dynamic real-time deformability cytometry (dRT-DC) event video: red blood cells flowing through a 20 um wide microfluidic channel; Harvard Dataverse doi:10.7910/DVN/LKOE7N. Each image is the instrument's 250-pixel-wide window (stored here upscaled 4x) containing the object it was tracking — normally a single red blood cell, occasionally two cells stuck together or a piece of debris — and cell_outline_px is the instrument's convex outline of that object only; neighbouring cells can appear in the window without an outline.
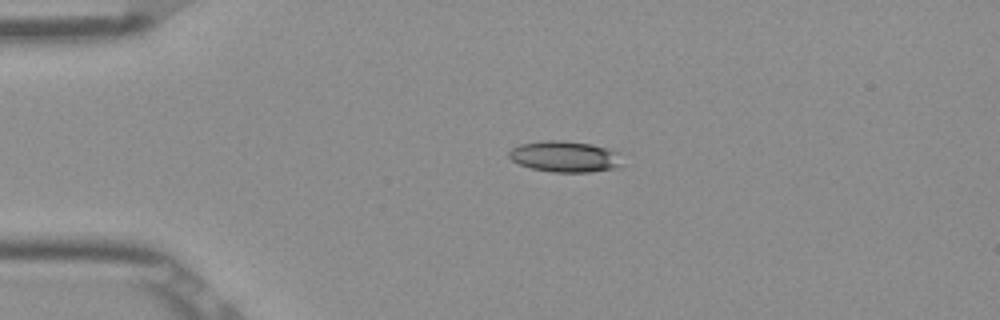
{"species": "Egyptian fruit bat (a non-hibernating species)", "species_latin": "Rousettus aegyptiacus", "temperature_condition": "room temperature", "stored_images_in_passage": 41, "camera_frame_rate_fps": 3000, "um_per_image_px": 0.085, "frame": {"image": 1, "passage_image": 1, "time_ms": 0.0, "image_size_px": [1000, 320], "cell_outline_px": [[624, 164], [616, 168], [588, 172], [552, 172], [532, 168], [520, 164], [512, 160], [508, 156], [508, 152], [512, 148], [520, 144], [548, 140], [564, 140], [592, 144], [620, 152]], "centroid_in_image_um": [48.07, 13.3], "position_along_channel_um": 36.9, "area_um2": 20.69}}
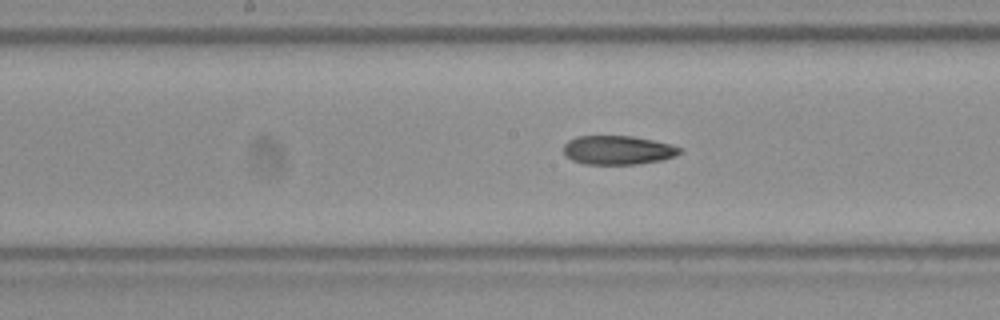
{"frame": {"image": 2, "passage_image": 16, "time_ms": 5.0, "image_size_px": [1000, 320], "cell_outline_px": [[684, 148], [676, 156], [664, 160], [636, 164], [584, 164], [572, 160], [564, 152], [564, 144], [568, 140], [576, 136], [632, 136], [672, 144]], "centroid_in_image_um": [52.56, 12.76], "position_along_channel_um": 195.6, "area_um2": 19.71}}
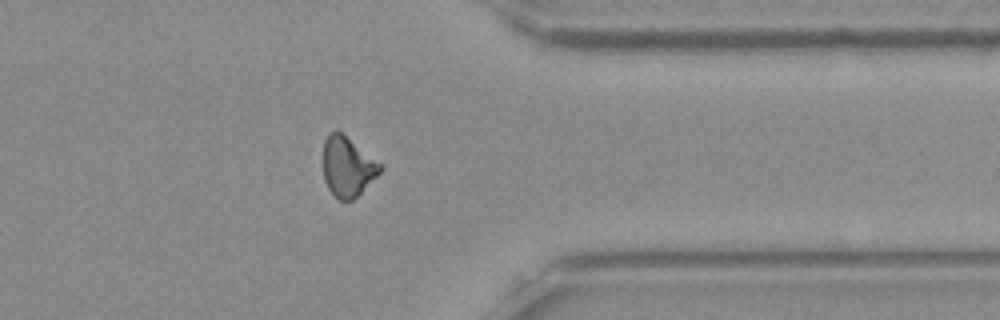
{"frame": {"image": 3, "passage_image": 31, "time_ms": 10.0, "image_size_px": [1000, 320], "cell_outline_px": [[384, 168], [352, 200], [340, 200], [328, 188], [324, 180], [324, 140], [328, 132], [336, 128], [384, 164]], "centroid_in_image_um": [29.56, 14.1], "position_along_channel_um": 381.8, "area_um2": 19.94}, "authors_computed_cell_mechanics": {"area_um2": 20.1722, "velocity_mm_per_s": 3.9017, "shape_relaxation_time_tau1_ms": null, "shape_relaxation_time_tau2_ms": 6.6994, "deformation_change_tau1": null, "deformation_change_tau2": 0.1722}}